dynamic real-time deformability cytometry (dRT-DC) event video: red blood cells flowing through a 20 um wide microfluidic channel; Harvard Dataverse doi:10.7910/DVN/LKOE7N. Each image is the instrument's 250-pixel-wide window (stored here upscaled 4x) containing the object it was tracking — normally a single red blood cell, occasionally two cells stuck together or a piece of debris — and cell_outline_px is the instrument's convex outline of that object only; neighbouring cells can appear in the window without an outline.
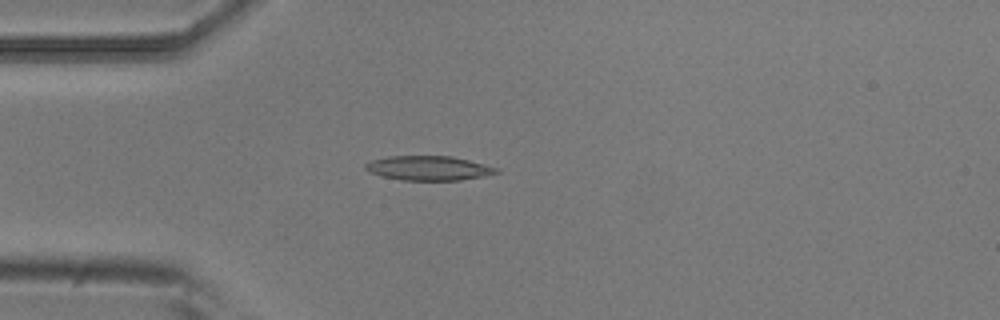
{"species": "common noctule bat (a hibernating species)", "species_latin": "Nyctalus noctula", "temperature_condition": "room temperature", "stored_images_in_passage": 4, "camera_frame_rate_fps": 3000, "um_per_image_px": 0.085, "animal": {"sex": "male", "body_mass_g": 20.5, "forearm_length_mm": 52.5}, "frame": {"image": 1, "passage_image": 4, "time_ms": 1.0, "image_size_px": [1000, 320], "cell_outline_px": [[500, 172], [484, 176], [460, 180], [404, 180], [380, 176], [368, 172], [364, 168], [364, 164], [372, 160], [388, 156], [452, 156], [500, 168]], "centroid_in_image_um": [36.42, 14.29], "position_along_channel_um": 48.6, "area_um2": 18.73}}